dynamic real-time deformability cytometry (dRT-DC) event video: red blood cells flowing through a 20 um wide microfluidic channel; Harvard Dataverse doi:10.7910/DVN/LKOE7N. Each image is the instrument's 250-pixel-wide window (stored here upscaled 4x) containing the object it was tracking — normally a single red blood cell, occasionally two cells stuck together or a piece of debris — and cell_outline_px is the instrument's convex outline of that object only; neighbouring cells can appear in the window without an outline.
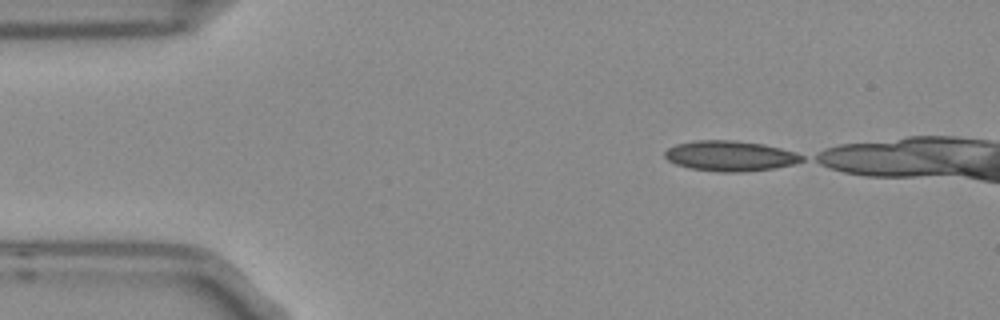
{"species": "Egyptian fruit bat (a non-hibernating species)", "species_latin": "Rousettus aegyptiacus", "temperature_condition": "room temperature", "stored_images_in_passage": 3, "camera_frame_rate_fps": 3000, "um_per_image_px": 0.085, "frame": {"image": 1, "passage_image": 1, "time_ms": 0.0, "image_size_px": [1000, 320], "cell_outline_px": [[804, 160], [792, 164], [776, 168], [740, 172], [716, 172], [688, 168], [676, 164], [668, 160], [664, 156], [664, 152], [668, 148], [676, 144], [696, 140], [736, 140], [764, 144], [796, 152], [804, 156]], "centroid_in_image_um": [62.05, 13.25], "position_along_channel_um": 22.9, "area_um2": 24.39}}